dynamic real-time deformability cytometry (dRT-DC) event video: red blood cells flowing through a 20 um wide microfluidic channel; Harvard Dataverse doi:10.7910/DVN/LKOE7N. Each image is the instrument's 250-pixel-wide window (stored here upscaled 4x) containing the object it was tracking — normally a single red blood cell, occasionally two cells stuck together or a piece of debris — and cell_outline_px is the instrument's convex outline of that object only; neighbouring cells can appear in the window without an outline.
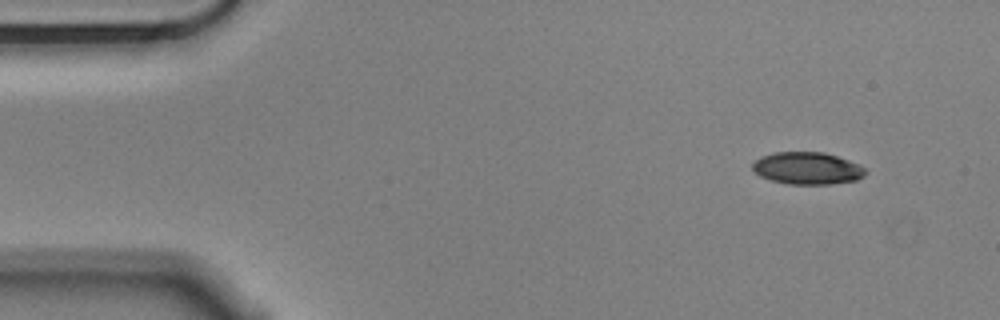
{"species": "Egyptian fruit bat (a non-hibernating species)", "species_latin": "Rousettus aegyptiacus", "temperature_condition": "cold", "stored_images_in_passage": 52, "camera_frame_rate_fps": 3000, "um_per_image_px": 0.085, "animal": {"sex": "male"}, "frame": {"image": 1, "passage_image": 1, "time_ms": 0.0, "image_size_px": [1000, 320], "cell_outline_px": [[868, 172], [864, 176], [856, 180], [832, 184], [788, 184], [772, 180], [760, 176], [752, 168], [752, 164], [760, 156], [772, 152], [824, 152], [848, 160], [864, 168]], "centroid_in_image_um": [68.61, 14.3], "position_along_channel_um": 16.4, "area_um2": 21.15}}
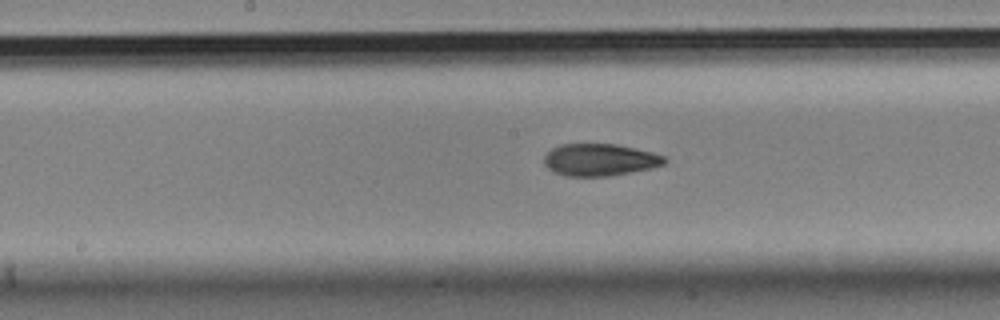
{"frame": {"image": 2, "passage_image": 24, "time_ms": 7.667, "image_size_px": [1000, 320], "cell_outline_px": [[668, 160], [664, 164], [652, 168], [612, 176], [564, 176], [548, 168], [544, 164], [544, 156], [552, 148], [560, 144], [616, 144], [652, 152], [664, 156]], "centroid_in_image_um": [50.99, 13.59], "position_along_channel_um": 197.2, "area_um2": 22.6}}
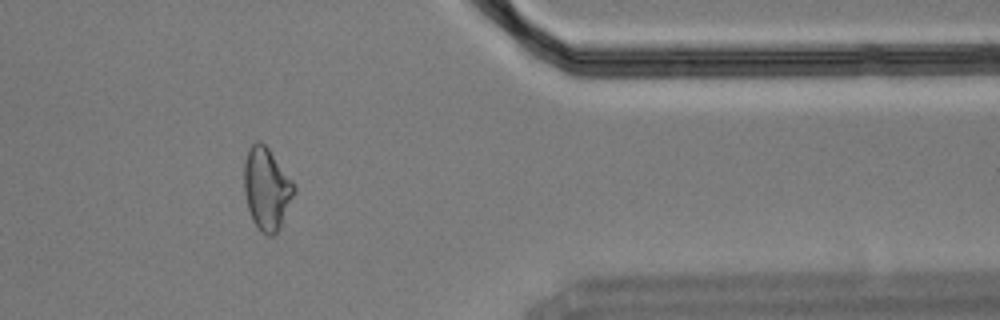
{"frame": {"image": 3, "passage_image": 42, "time_ms": 13.667, "image_size_px": [1000, 320], "cell_outline_px": [[296, 188], [280, 228], [272, 236], [268, 236], [260, 232], [252, 220], [248, 208], [244, 192], [244, 160], [248, 148], [256, 140], [260, 140], [268, 148], [296, 184]], "centroid_in_image_um": [22.66, 16.03], "position_along_channel_um": 388.7, "area_um2": 24.1}, "authors_computed_cell_mechanics": {"area_um2": 23.0622, "velocity_mm_per_s": 3.535, "shape_relaxation_time_tau1_ms": 10.6095, "shape_relaxation_time_tau2_ms": 4.0332, "deformation_change_tau1": 0.2088, "deformation_change_tau2": 0.1097}}